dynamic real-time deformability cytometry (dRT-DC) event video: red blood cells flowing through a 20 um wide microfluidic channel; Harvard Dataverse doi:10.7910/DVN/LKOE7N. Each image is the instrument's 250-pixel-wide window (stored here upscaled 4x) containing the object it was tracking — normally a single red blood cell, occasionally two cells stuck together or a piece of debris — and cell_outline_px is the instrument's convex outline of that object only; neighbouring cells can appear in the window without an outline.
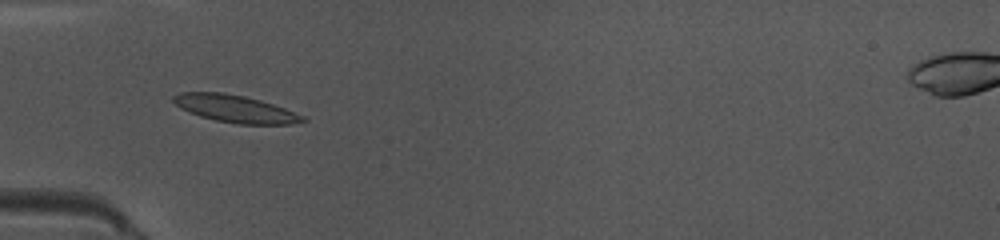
{"species": "common noctule bat (a hibernating species)", "species_latin": "Nyctalus noctula", "temperature_condition": "warm", "stored_images_in_passage": 34, "camera_frame_rate_fps": 3000, "um_per_image_px": 0.085, "animal": {"sex": "female", "body_mass_g": 10.0, "forearm_length_mm": 53.1}, "frame": {"image": 1, "passage_image": 1, "time_ms": 0.0, "image_size_px": [1000, 240], "cell_outline_px": [[308, 120], [292, 124], [236, 124], [216, 120], [200, 116], [188, 112], [180, 108], [172, 100], [172, 96], [180, 92], [224, 92], [244, 96], [260, 100], [284, 108], [304, 116]], "centroid_in_image_um": [19.97, 9.24], "position_along_channel_um": 65.0, "area_um2": 20.58}}
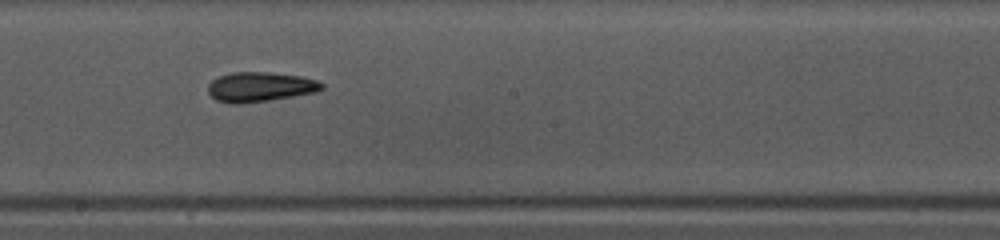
{"frame": {"image": 2, "passage_image": 13, "time_ms": 4.0, "image_size_px": [1000, 240], "cell_outline_px": [[324, 88], [316, 92], [272, 100], [240, 104], [232, 104], [216, 100], [208, 92], [208, 84], [212, 80], [220, 76], [232, 72], [272, 72], [304, 76], [316, 80], [324, 84]], "centroid_in_image_um": [22.13, 7.38], "position_along_channel_um": 226.1, "area_um2": 19.94}}
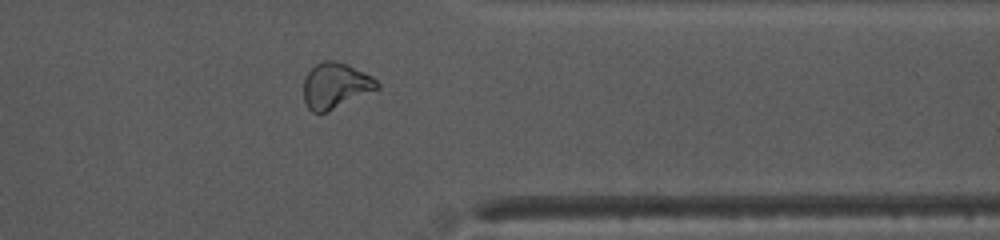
{"frame": {"image": 3, "passage_image": 25, "time_ms": 8.0, "image_size_px": [1000, 240], "cell_outline_px": [[380, 88], [328, 112], [312, 112], [308, 108], [304, 100], [304, 80], [308, 72], [320, 60], [336, 60], [348, 64], [372, 76], [380, 84]], "centroid_in_image_um": [28.53, 7.27], "position_along_channel_um": 382.9, "area_um2": 19.71}, "authors_computed_cell_mechanics": {"area_um2": 19.3052, "velocity_mm_per_s": 4.0392, "shape_relaxation_time_tau1_ms": 5.5186, "shape_relaxation_time_tau2_ms": 3.1211, "deformation_change_tau1": 0.1513, "deformation_change_tau2": 0.0924}}